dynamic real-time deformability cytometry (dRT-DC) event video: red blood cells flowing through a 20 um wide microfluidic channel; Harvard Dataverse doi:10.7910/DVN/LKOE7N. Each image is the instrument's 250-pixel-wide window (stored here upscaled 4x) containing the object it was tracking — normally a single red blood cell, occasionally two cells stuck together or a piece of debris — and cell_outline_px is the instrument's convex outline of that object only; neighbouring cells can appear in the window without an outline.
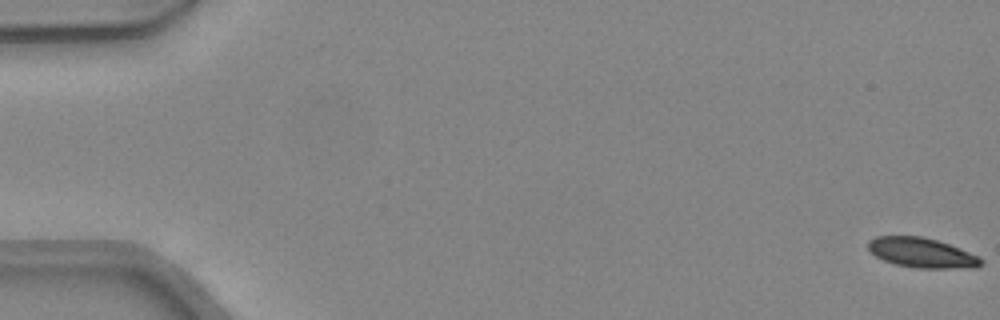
{"species": "common noctule bat (a hibernating species)", "species_latin": "Nyctalus noctula", "temperature_condition": "warm", "stored_images_in_passage": 48, "camera_frame_rate_fps": 3000, "um_per_image_px": 0.085, "animal": {"sex": "female", "body_mass_g": 24.6, "forearm_length_mm": 56.2}, "frame": {"image": 1, "passage_image": 1, "time_ms": 0.0, "image_size_px": [1000, 320], "cell_outline_px": [[984, 264], [976, 268], [916, 268], [896, 264], [884, 260], [876, 256], [868, 248], [868, 240], [876, 236], [920, 236], [936, 240], [960, 248], [980, 256], [984, 260]], "centroid_in_image_um": [78.4, 21.49], "position_along_channel_um": 6.6, "area_um2": 19.71}}
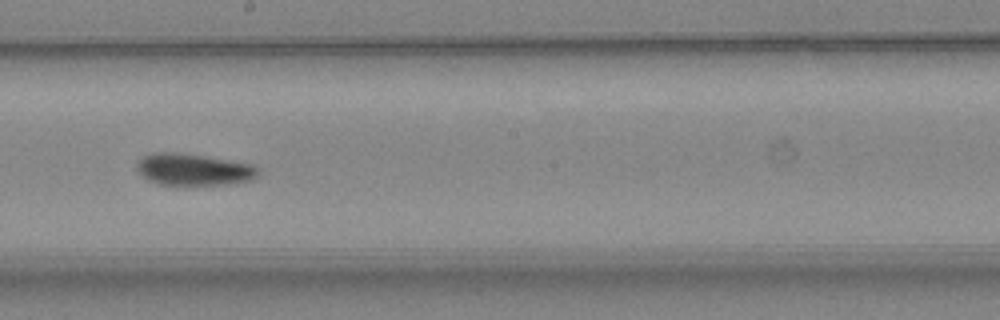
{"frame": {"image": 2, "passage_image": 28, "time_ms": 9.0, "image_size_px": [1000, 320], "cell_outline_px": [[260, 172], [252, 180], [228, 184], [160, 184], [148, 180], [136, 168], [136, 164], [144, 156], [152, 152], [176, 152], [204, 156], [252, 164], [260, 168]], "centroid_in_image_um": [16.48, 14.4], "position_along_channel_um": 231.7, "area_um2": 22.25}}
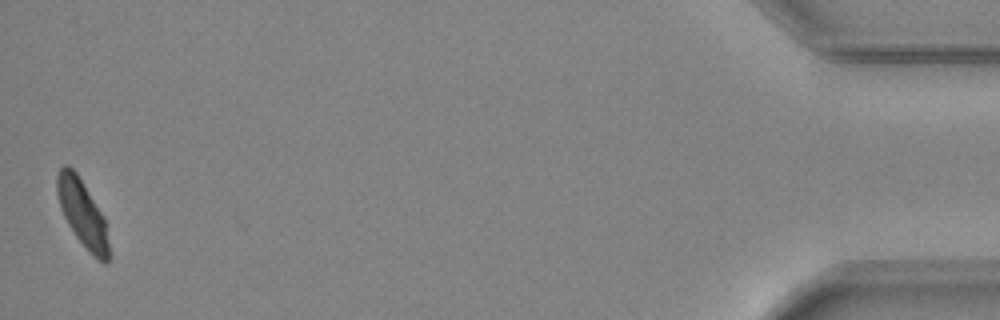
{"frame": {"image": 3, "passage_image": 48, "time_ms": 15.667, "image_size_px": [1000, 320], "cell_outline_px": [[108, 264], [104, 264], [76, 236], [68, 224], [60, 208], [56, 192], [56, 176], [60, 168], [64, 164], [68, 164], [76, 172], [104, 216], [108, 244]], "centroid_in_image_um": [6.97, 18.05], "position_along_channel_um": 428.2, "area_um2": 19.65}, "authors_computed_cell_mechanics": {"area_um2": 21.4727, "velocity_mm_per_s": 4.3538, "shape_relaxation_time_tau1_ms": 7.0533, "shape_relaxation_time_tau2_ms": null, "deformation_change_tau1": 0.1677, "deformation_change_tau2": null}}